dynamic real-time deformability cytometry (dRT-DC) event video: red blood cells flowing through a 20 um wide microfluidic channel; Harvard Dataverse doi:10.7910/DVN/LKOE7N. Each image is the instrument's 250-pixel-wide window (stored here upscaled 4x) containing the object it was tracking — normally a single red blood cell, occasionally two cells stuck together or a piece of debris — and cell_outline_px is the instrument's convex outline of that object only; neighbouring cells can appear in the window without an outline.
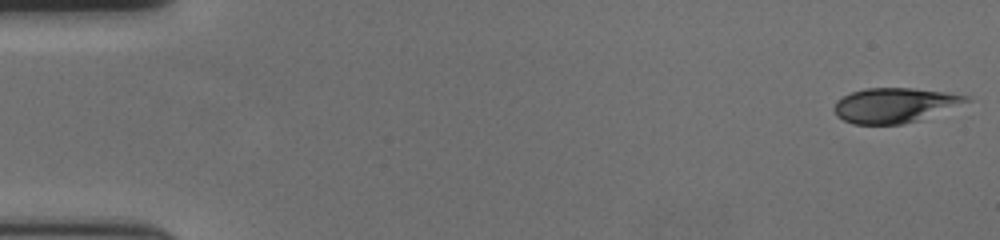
{"species": "human", "species_latin": "Homo sapiens", "temperature_condition": "cold", "stored_images_in_passage": 57, "camera_frame_rate_fps": 3000, "um_per_image_px": 0.085, "donor": {"sex": "female"}, "frame": {"image": 1, "passage_image": 1, "time_ms": 0.0, "image_size_px": [1000, 240], "cell_outline_px": [[972, 100], [916, 120], [904, 124], [852, 124], [836, 116], [832, 108], [836, 100], [852, 92], [864, 88], [912, 88], [944, 92], [968, 96]], "centroid_in_image_um": [75.95, 8.94], "position_along_channel_um": 9.0, "area_um2": 26.41}}
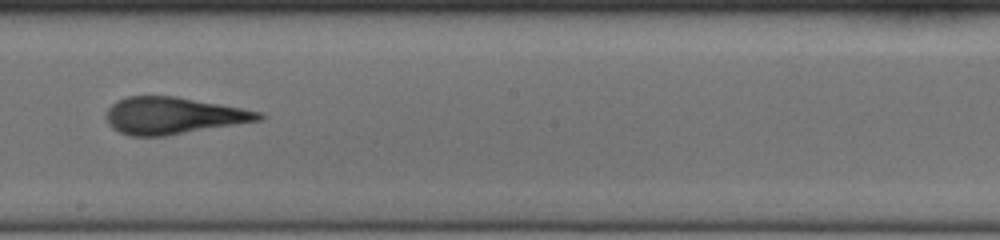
{"frame": {"image": 2, "passage_image": 33, "time_ms": 10.667, "image_size_px": [1000, 240], "cell_outline_px": [[264, 120], [164, 136], [128, 136], [112, 128], [108, 124], [104, 116], [108, 108], [116, 100], [128, 96], [176, 96], [264, 112]], "centroid_in_image_um": [14.72, 9.83], "position_along_channel_um": 233.5, "area_um2": 33.06}}
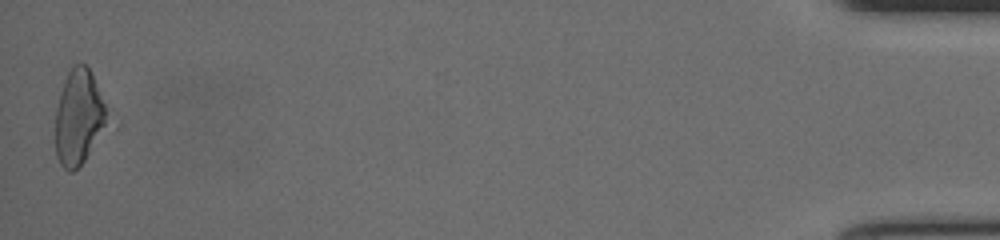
{"frame": {"image": 3, "passage_image": 57, "time_ms": 18.667, "image_size_px": [1000, 240], "cell_outline_px": [[120, 124], [72, 172], [68, 172], [60, 164], [56, 156], [56, 108], [64, 80], [72, 64], [84, 64], [88, 68]], "centroid_in_image_um": [6.91, 10.02], "position_along_channel_um": 428.3, "area_um2": 31.39}, "authors_computed_cell_mechanics": {"area_um2": 32.079, "velocity_mm_per_s": 3.6326, "shape_relaxation_time_tau1_ms": 4.8744, "shape_relaxation_time_tau2_ms": 1.747, "deformation_change_tau1": 0.1693, "deformation_change_tau2": 0.1087}}